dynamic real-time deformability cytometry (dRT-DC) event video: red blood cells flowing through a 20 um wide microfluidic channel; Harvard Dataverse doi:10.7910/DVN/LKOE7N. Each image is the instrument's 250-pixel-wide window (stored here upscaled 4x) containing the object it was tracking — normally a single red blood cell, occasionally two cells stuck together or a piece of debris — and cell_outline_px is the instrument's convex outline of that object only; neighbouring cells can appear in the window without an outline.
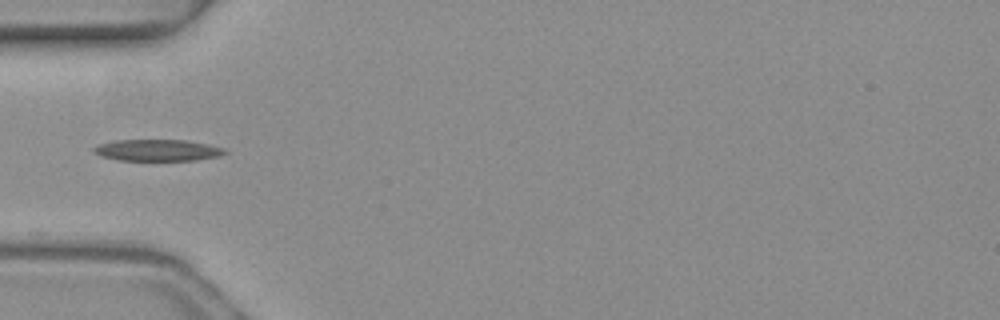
{"species": "common noctule bat (a hibernating species)", "species_latin": "Nyctalus noctula", "temperature_condition": "warm", "stored_images_in_passage": 6, "camera_frame_rate_fps": 3000, "um_per_image_px": 0.085, "animal": {"sex": "female", "body_mass_g": 19.3, "forearm_length_mm": 54.1}, "frame": {"image": 1, "passage_image": 5, "time_ms": 1.333, "image_size_px": [1000, 320], "cell_outline_px": [[228, 152], [220, 156], [196, 160], [120, 160], [100, 156], [92, 152], [92, 148], [100, 144], [116, 140], [184, 140], [224, 148]], "centroid_in_image_um": [13.36, 12.77], "position_along_channel_um": 71.6, "area_um2": 16.3}}
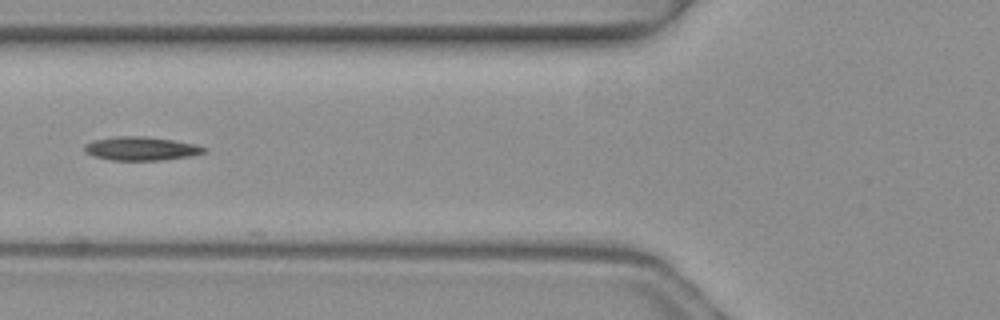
{"frame": {"image": 2, "passage_image": 6, "time_ms": 1.667, "image_size_px": [1000, 320], "cell_outline_px": [[208, 152], [192, 156], [164, 160], [112, 160], [92, 156], [84, 152], [84, 144], [92, 140], [116, 136], [144, 136], [172, 140], [196, 144], [208, 148]], "centroid_in_image_um": [12.01, 12.63], "position_along_channel_um": 113.8, "area_um2": 16.76}}